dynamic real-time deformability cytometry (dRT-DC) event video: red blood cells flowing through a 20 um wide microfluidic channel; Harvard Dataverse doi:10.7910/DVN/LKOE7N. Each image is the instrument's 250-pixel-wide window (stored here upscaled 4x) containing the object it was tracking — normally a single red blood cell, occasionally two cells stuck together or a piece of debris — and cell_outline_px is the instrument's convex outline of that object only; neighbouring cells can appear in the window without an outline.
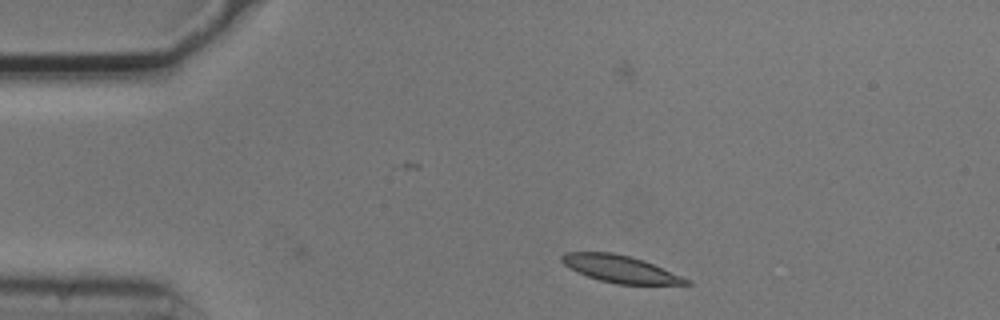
{"species": "common noctule bat (a hibernating species)", "species_latin": "Nyctalus noctula", "temperature_condition": "cold", "stored_images_in_passage": 4, "camera_frame_rate_fps": 3000, "um_per_image_px": 0.085, "animal": {"sex": "male", "body_mass_g": 20.5, "forearm_length_mm": 52.5}, "frame": {"image": 1, "passage_image": 4, "time_ms": 1.0, "image_size_px": [1000, 320], "cell_outline_px": [[692, 284], [616, 284], [600, 280], [588, 276], [568, 268], [560, 260], [560, 256], [564, 252], [612, 252], [644, 260], [680, 276], [688, 280]], "centroid_in_image_um": [52.64, 22.85], "position_along_channel_um": 32.4, "area_um2": 19.36}}